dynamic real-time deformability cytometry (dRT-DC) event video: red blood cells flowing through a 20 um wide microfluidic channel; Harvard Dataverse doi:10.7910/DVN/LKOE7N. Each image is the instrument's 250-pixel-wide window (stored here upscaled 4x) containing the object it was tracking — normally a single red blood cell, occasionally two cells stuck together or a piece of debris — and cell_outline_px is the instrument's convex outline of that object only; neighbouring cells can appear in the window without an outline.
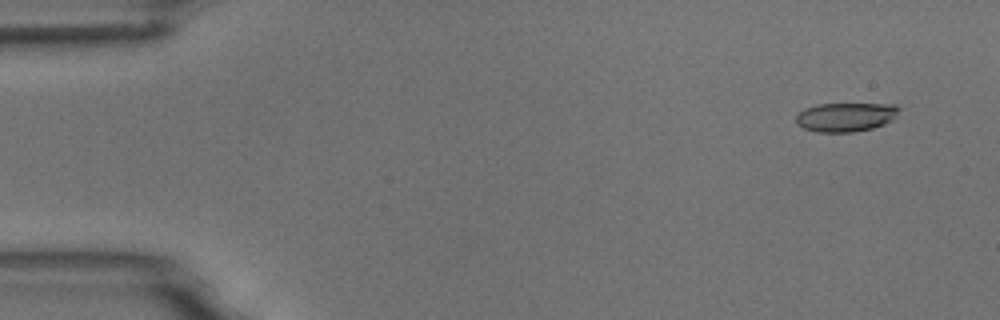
{"species": "common noctule bat (a hibernating species)", "species_latin": "Nyctalus noctula", "temperature_condition": "room temperature", "stored_images_in_passage": 4, "camera_frame_rate_fps": 3000, "um_per_image_px": 0.085, "animal": {"sex": "male", "body_mass_g": 18.8}, "frame": {"image": 1, "passage_image": 1, "time_ms": 0.0, "image_size_px": [1000, 320], "cell_outline_px": [[900, 108], [892, 120], [884, 124], [872, 128], [852, 132], [816, 132], [804, 128], [796, 124], [796, 116], [804, 108], [816, 104], [896, 104]], "centroid_in_image_um": [71.86, 9.94], "position_along_channel_um": 13.1, "area_um2": 17.4}}
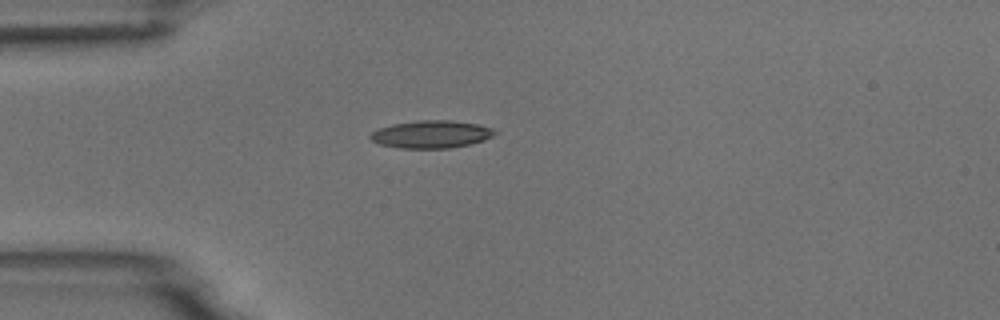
{"frame": {"image": 2, "passage_image": 4, "time_ms": 3.667, "image_size_px": [1000, 320], "cell_outline_px": [[496, 132], [492, 136], [484, 140], [452, 148], [400, 148], [380, 144], [372, 140], [368, 136], [376, 128], [392, 124], [420, 120], [452, 120], [476, 124], [492, 128]], "centroid_in_image_um": [36.62, 11.41], "position_along_channel_um": 48.4, "area_um2": 19.94}}